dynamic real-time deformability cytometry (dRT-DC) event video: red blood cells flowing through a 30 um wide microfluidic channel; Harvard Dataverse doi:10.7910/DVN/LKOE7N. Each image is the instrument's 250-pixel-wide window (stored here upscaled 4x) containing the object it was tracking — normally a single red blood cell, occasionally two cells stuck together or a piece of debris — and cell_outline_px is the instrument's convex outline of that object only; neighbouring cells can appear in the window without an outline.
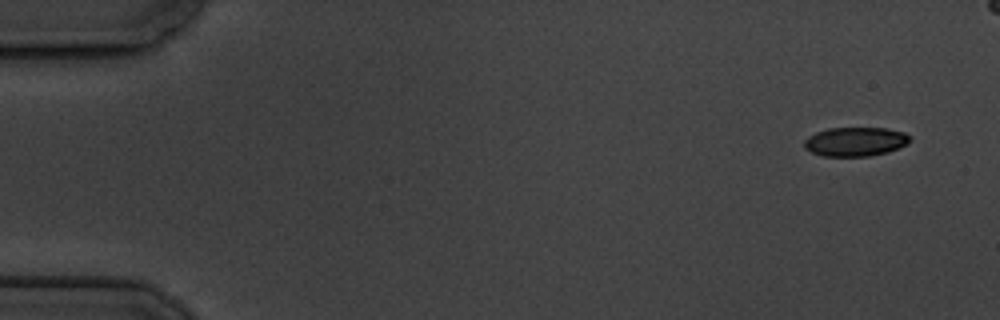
{"species": "common noctule bat (a hibernating species)", "species_latin": "Nyctalus noctula", "temperature_condition": "cold", "stored_images_in_passage": 4, "camera_frame_rate_fps": 3000, "um_per_image_px": 0.085, "animal": {"sex": "male", "body_mass_g": 19.5, "forearm_length_mm": 54.6}, "frame": {"image": 1, "passage_image": 1, "time_ms": 0.0, "image_size_px": [1000, 320], "cell_outline_px": [[912, 140], [908, 144], [888, 152], [868, 156], [824, 156], [812, 152], [804, 148], [804, 140], [808, 136], [816, 132], [828, 128], [888, 128], [904, 132], [912, 136]], "centroid_in_image_um": [72.74, 12.03], "position_along_channel_um": 12.3, "area_um2": 18.09}}